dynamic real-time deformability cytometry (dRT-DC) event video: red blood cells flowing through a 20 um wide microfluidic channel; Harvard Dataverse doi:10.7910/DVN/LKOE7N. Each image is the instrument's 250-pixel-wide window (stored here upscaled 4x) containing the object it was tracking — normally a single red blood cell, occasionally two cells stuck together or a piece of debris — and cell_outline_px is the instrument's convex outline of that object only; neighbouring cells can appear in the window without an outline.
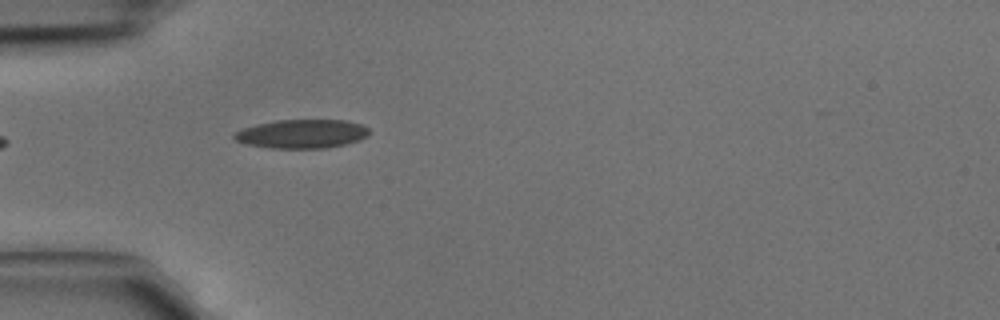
{"species": "common noctule bat (a hibernating species)", "species_latin": "Nyctalus noctula", "temperature_condition": "cold", "stored_images_in_passage": 4, "camera_frame_rate_fps": 3000, "um_per_image_px": 0.085, "animal": {"sex": "male", "body_mass_g": 15.6}, "frame": {"image": 1, "passage_image": 4, "time_ms": 1.0, "image_size_px": [1000, 320], "cell_outline_px": [[368, 136], [360, 140], [344, 144], [324, 148], [268, 148], [248, 144], [236, 140], [232, 136], [236, 132], [244, 128], [256, 124], [276, 120], [348, 120], [360, 124], [368, 128]], "centroid_in_image_um": [25.67, 11.37], "position_along_channel_um": 59.3, "area_um2": 22.54}}